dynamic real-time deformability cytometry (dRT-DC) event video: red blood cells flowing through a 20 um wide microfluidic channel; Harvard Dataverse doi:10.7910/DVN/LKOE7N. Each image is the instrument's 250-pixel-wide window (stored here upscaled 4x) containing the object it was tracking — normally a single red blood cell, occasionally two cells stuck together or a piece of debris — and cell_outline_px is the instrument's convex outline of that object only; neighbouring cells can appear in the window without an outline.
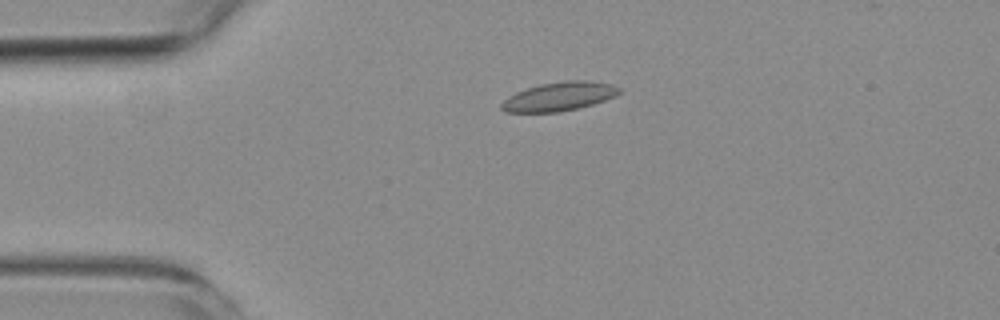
{"species": "common noctule bat (a hibernating species)", "species_latin": "Nyctalus noctula", "temperature_condition": "room temperature", "stored_images_in_passage": 3, "camera_frame_rate_fps": 3000, "um_per_image_px": 0.085, "animal": {"sex": "female", "body_mass_g": 19.3, "forearm_length_mm": 54.1}, "frame": {"image": 1, "passage_image": 2, "time_ms": 1.0, "image_size_px": [1000, 320], "cell_outline_px": [[624, 92], [616, 96], [580, 108], [556, 112], [504, 112], [500, 108], [500, 104], [508, 96], [516, 92], [540, 84], [564, 80], [588, 80], [612, 84], [624, 88]], "centroid_in_image_um": [47.58, 8.19], "position_along_channel_um": 37.4, "area_um2": 20.06}}